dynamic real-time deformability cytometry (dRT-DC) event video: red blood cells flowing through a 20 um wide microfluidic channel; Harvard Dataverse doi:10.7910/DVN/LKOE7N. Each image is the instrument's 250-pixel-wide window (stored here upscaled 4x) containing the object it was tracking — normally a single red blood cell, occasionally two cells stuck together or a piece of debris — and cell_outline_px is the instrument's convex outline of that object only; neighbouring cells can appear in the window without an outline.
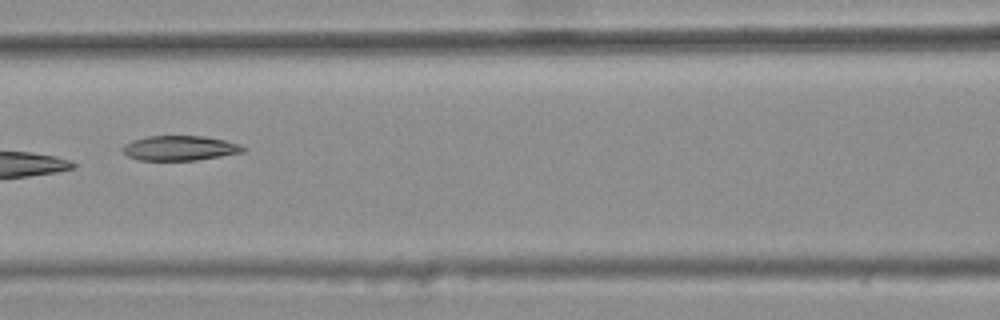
{"species": "common noctule bat (a hibernating species)", "species_latin": "Nyctalus noctula", "temperature_condition": "warm", "stored_images_in_passage": 6, "camera_frame_rate_fps": 3000, "um_per_image_px": 0.085, "animal": {"sex": "female", "body_mass_g": 25.1}, "frame": {"image": 1, "passage_image": 6, "time_ms": 1.667, "image_size_px": [1000, 320], "cell_outline_px": [[248, 148], [244, 152], [196, 160], [140, 160], [128, 156], [120, 148], [124, 144], [132, 140], [148, 136], [204, 136], [224, 140], [240, 144]], "centroid_in_image_um": [15.29, 12.58], "position_along_channel_um": 151.3, "area_um2": 17.46}}